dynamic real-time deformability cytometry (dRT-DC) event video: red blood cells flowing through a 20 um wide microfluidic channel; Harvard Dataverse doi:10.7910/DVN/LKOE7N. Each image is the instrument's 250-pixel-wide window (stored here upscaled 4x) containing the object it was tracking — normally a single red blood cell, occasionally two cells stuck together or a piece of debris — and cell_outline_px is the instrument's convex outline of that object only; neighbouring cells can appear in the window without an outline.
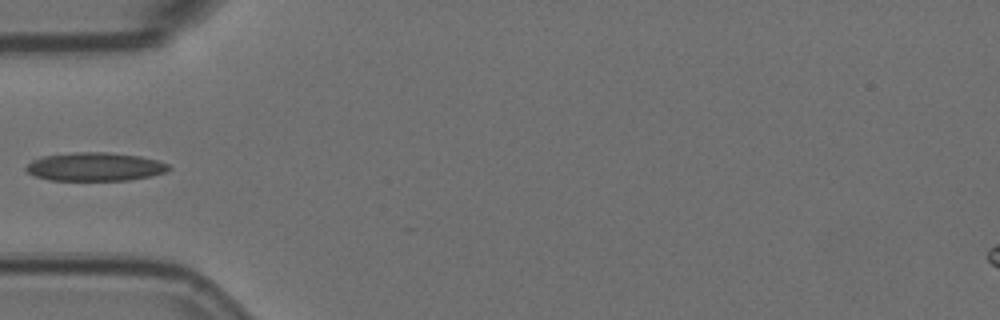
{"species": "Egyptian fruit bat (a non-hibernating species)", "species_latin": "Rousettus aegyptiacus", "temperature_condition": "room temperature", "stored_images_in_passage": 4, "camera_frame_rate_fps": 3000, "um_per_image_px": 0.085, "animal": {"sex": "female"}, "frame": {"image": 1, "passage_image": 4, "time_ms": 1.0, "image_size_px": [1000, 320], "cell_outline_px": [[172, 168], [168, 172], [152, 176], [128, 180], [48, 180], [36, 176], [28, 172], [24, 168], [32, 160], [44, 156], [72, 152], [108, 152], [140, 156], [156, 160], [168, 164]], "centroid_in_image_um": [8.11, 14.17], "position_along_channel_um": 76.9, "area_um2": 23.76}}